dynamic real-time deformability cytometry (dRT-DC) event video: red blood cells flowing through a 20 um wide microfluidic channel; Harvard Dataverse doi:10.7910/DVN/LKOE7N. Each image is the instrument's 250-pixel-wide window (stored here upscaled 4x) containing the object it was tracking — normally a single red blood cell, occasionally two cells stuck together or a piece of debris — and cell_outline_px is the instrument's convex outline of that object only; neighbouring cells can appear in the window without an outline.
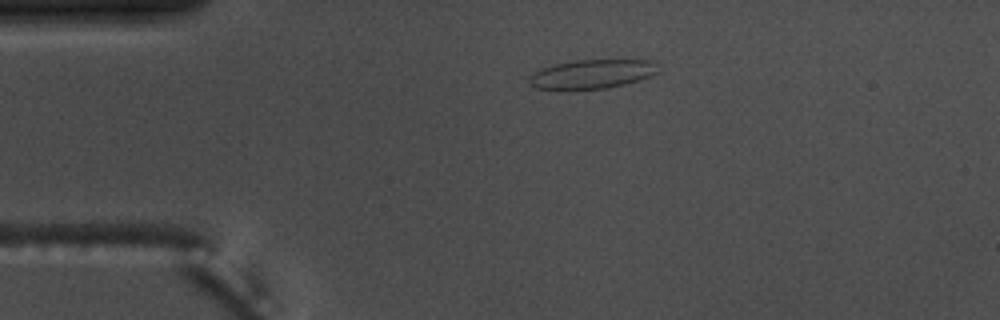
{"species": "common noctule bat (a hibernating species)", "species_latin": "Nyctalus noctula", "temperature_condition": "warm", "stored_images_in_passage": 37, "camera_frame_rate_fps": 3000, "um_per_image_px": 0.085, "animal": {"sex": "male", "body_mass_g": 17.5, "forearm_length_mm": 52.3}, "frame": {"image": 1, "passage_image": 1, "time_ms": 0.0, "image_size_px": [1000, 320], "cell_outline_px": [[656, 72], [648, 76], [624, 84], [608, 88], [536, 88], [528, 84], [528, 76], [540, 68], [556, 64], [576, 60], [652, 60]], "centroid_in_image_um": [50.23, 6.28], "position_along_channel_um": 34.8, "area_um2": 21.15}}
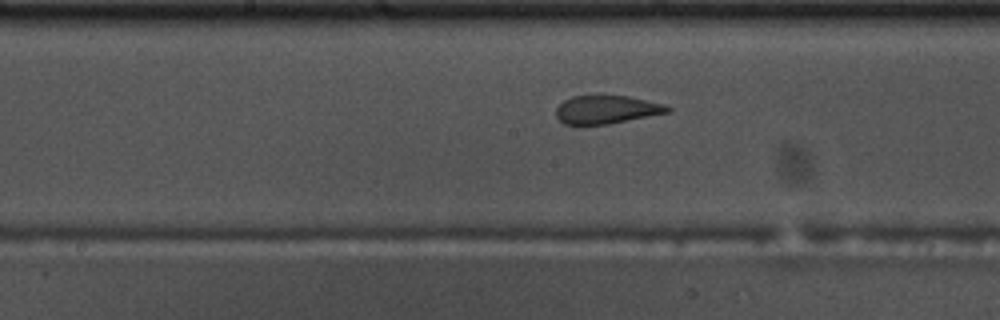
{"frame": {"image": 2, "passage_image": 17, "time_ms": 5.333, "image_size_px": [1000, 320], "cell_outline_px": [[672, 108], [668, 112], [608, 124], [564, 124], [556, 116], [556, 108], [564, 100], [572, 96], [596, 92], [600, 92], [628, 96], [664, 104]], "centroid_in_image_um": [51.51, 9.25], "position_along_channel_um": 196.7, "area_um2": 18.9}}
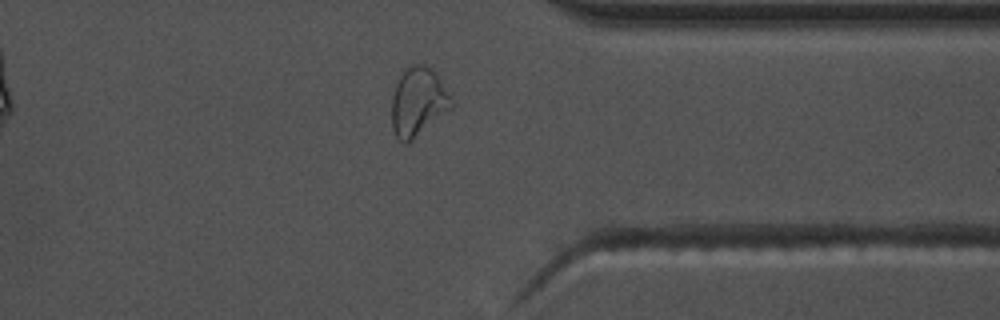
{"frame": {"image": 3, "passage_image": 32, "time_ms": 10.333, "image_size_px": [1000, 320], "cell_outline_px": [[456, 104], [452, 108], [412, 140], [404, 144], [396, 136], [392, 128], [392, 96], [396, 84], [404, 68], [408, 64], [424, 64], [436, 72]], "centroid_in_image_um": [35.55, 8.63], "position_along_channel_um": 375.8, "area_um2": 24.1}, "authors_computed_cell_mechanics": {"area_um2": 19.8254, "velocity_mm_per_s": 3.7081, "shape_relaxation_time_tau1_ms": null, "shape_relaxation_time_tau2_ms": 0.7489, "deformation_change_tau1": null, "deformation_change_tau2": 0.0888}}